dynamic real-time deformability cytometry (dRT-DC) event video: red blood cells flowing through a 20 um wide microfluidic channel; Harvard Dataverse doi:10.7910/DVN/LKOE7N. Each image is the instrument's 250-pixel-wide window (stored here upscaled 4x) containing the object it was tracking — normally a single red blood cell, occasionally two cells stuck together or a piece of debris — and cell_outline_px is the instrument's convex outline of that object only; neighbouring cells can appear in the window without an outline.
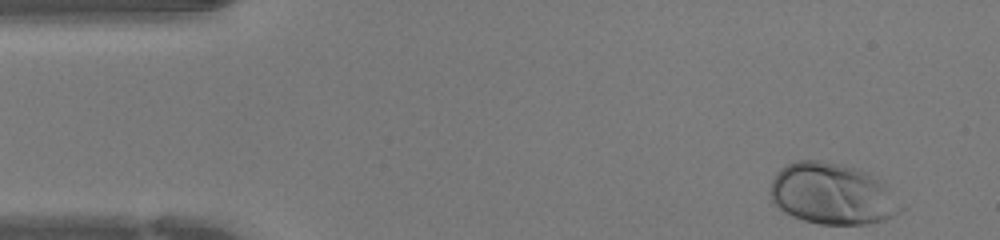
{"species": "human", "species_latin": "Homo sapiens", "temperature_condition": "warm", "stored_images_in_passage": 35, "camera_frame_rate_fps": 3000, "um_per_image_px": 0.085, "donor": {"sex": "female"}, "frame": {"image": 1, "passage_image": 1, "time_ms": 0.0, "image_size_px": [1000, 240], "cell_outline_px": [[904, 208], [900, 212], [884, 220], [864, 224], [820, 224], [804, 220], [792, 216], [784, 212], [772, 200], [768, 192], [772, 180], [776, 172], [780, 168], [796, 160], [824, 160], [840, 164], [864, 172], [880, 180], [884, 184]], "centroid_in_image_um": [70.69, 16.48], "position_along_channel_um": 14.3, "area_um2": 46.3}}
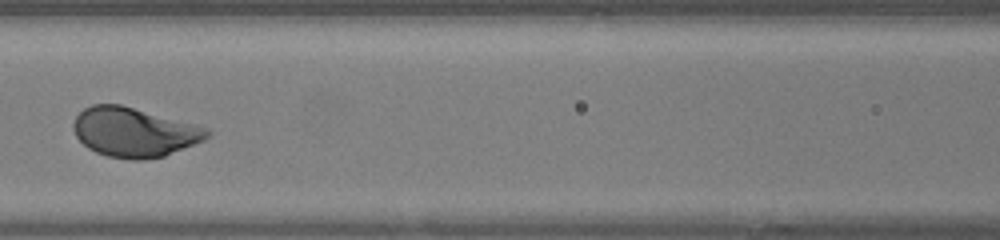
{"frame": {"image": 2, "passage_image": 17, "time_ms": 5.333, "image_size_px": [1000, 240], "cell_outline_px": [[212, 132], [204, 140], [164, 156], [144, 160], [128, 160], [108, 156], [96, 152], [88, 148], [76, 136], [72, 128], [72, 124], [76, 116], [84, 108], [92, 104], [120, 104], [208, 128]], "centroid_in_image_um": [11.37, 11.24], "position_along_channel_um": 155.2, "area_um2": 38.32}}
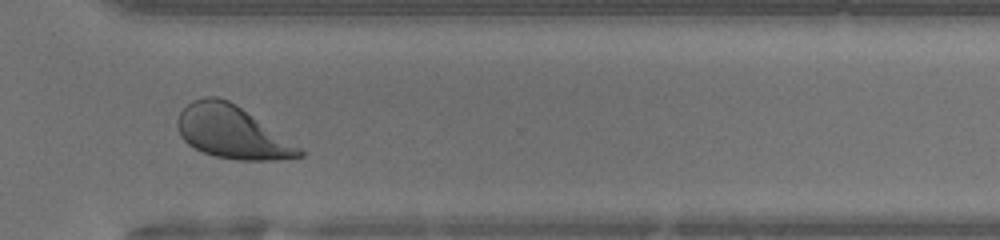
{"frame": {"image": 3, "passage_image": 30, "time_ms": 9.667, "image_size_px": [1000, 240], "cell_outline_px": [[304, 156], [276, 160], [236, 160], [216, 156], [204, 152], [188, 144], [180, 136], [176, 124], [176, 120], [180, 112], [192, 100], [204, 96], [216, 96], [228, 100], [236, 104], [304, 148]], "centroid_in_image_um": [19.75, 11.23], "position_along_channel_um": 350.8, "area_um2": 37.69}}